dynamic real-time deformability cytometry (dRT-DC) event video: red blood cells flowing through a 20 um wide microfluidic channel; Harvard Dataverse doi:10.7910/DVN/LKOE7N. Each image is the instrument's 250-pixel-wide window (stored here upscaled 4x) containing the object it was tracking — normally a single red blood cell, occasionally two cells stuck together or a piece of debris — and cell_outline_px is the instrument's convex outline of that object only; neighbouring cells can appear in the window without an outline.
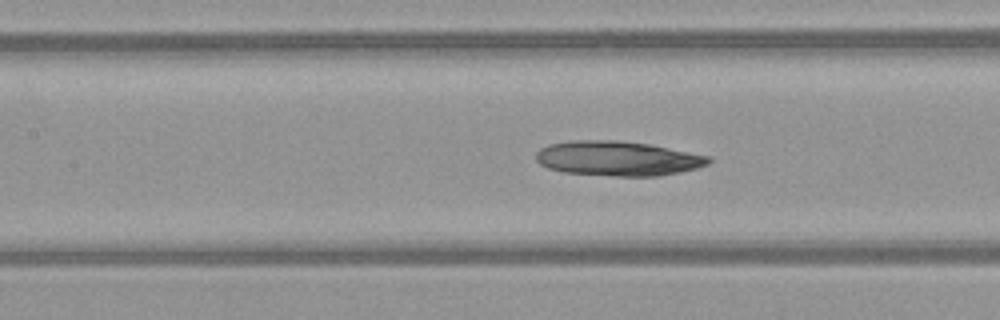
{"species": "common noctule bat (a hibernating species)", "species_latin": "Nyctalus noctula", "temperature_condition": "warm", "stored_images_in_passage": 44, "camera_frame_rate_fps": 3000, "um_per_image_px": 0.085, "animal": {"sex": "female", "body_mass_g": 21.9}, "frame": {"image": 1, "passage_image": 17, "time_ms": 5.333, "image_size_px": [1000, 320], "cell_outline_px": [[712, 160], [708, 164], [696, 168], [680, 172], [660, 176], [616, 176], [564, 172], [548, 168], [540, 164], [536, 160], [536, 152], [540, 148], [548, 144], [572, 140], [616, 140], [648, 144], [708, 156]], "centroid_in_image_um": [52.46, 13.47], "position_along_channel_um": 154.9, "area_um2": 34.8}}
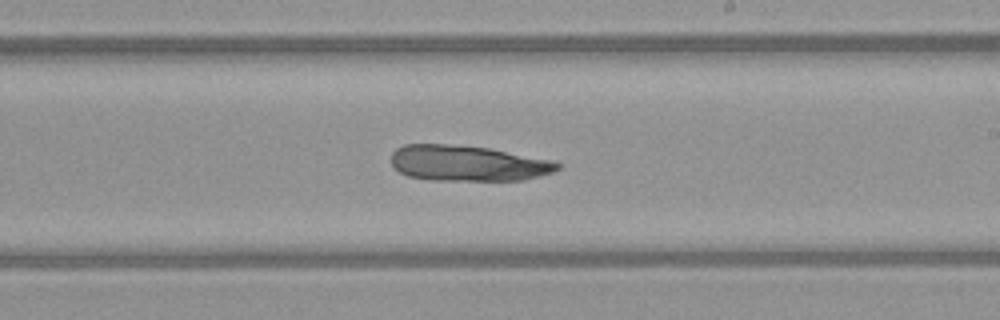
{"frame": {"image": 2, "passage_image": 24, "time_ms": 7.667, "image_size_px": [1000, 320], "cell_outline_px": [[560, 168], [552, 172], [524, 180], [432, 180], [408, 176], [392, 168], [392, 152], [396, 148], [404, 144], [448, 144], [488, 148], [556, 160], [560, 164]], "centroid_in_image_um": [39.76, 13.87], "position_along_channel_um": 249.2, "area_um2": 34.74}}
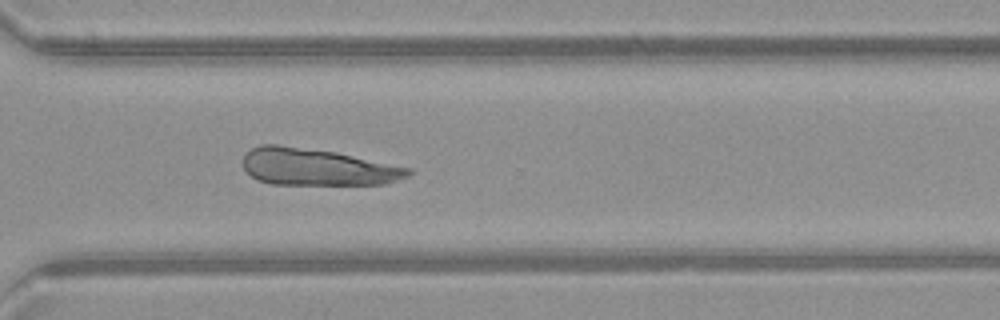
{"frame": {"image": 3, "passage_image": 31, "time_ms": 10.0, "image_size_px": [1000, 320], "cell_outline_px": [[412, 172], [408, 176], [384, 184], [272, 184], [260, 180], [252, 176], [244, 168], [244, 152], [260, 144], [280, 144], [336, 152], [412, 168]], "centroid_in_image_um": [26.95, 14.18], "position_along_channel_um": 343.6, "area_um2": 35.49}}